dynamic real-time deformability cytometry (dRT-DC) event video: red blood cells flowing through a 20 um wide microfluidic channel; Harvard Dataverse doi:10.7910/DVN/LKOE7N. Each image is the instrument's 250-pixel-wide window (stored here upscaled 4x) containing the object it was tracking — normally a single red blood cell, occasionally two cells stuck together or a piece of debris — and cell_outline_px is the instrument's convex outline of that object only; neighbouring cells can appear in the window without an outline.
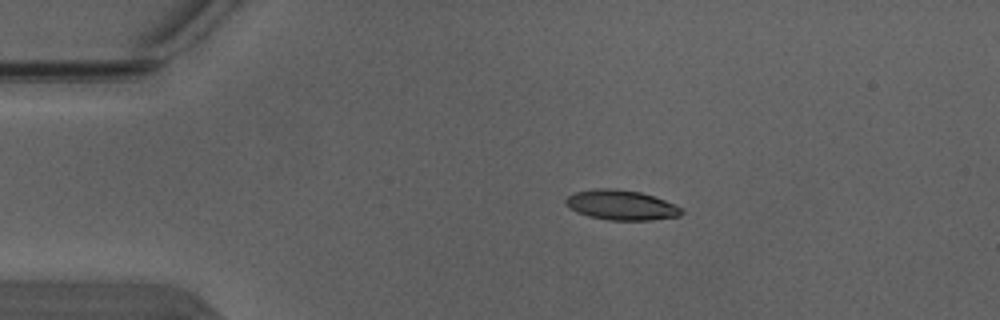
{"species": "Egyptian fruit bat (a non-hibernating species)", "species_latin": "Rousettus aegyptiacus", "temperature_condition": "warm", "stored_images_in_passage": 4, "camera_frame_rate_fps": 3000, "um_per_image_px": 0.085, "animal": {"sex": "male"}, "frame": {"image": 1, "passage_image": 2, "time_ms": 0.333, "image_size_px": [1000, 320], "cell_outline_px": [[684, 212], [680, 216], [652, 220], [608, 220], [588, 216], [576, 212], [568, 208], [564, 200], [568, 196], [576, 192], [600, 188], [616, 188], [640, 192], [676, 204], [684, 208]], "centroid_in_image_um": [52.83, 17.44], "position_along_channel_um": 32.2, "area_um2": 20.35}}
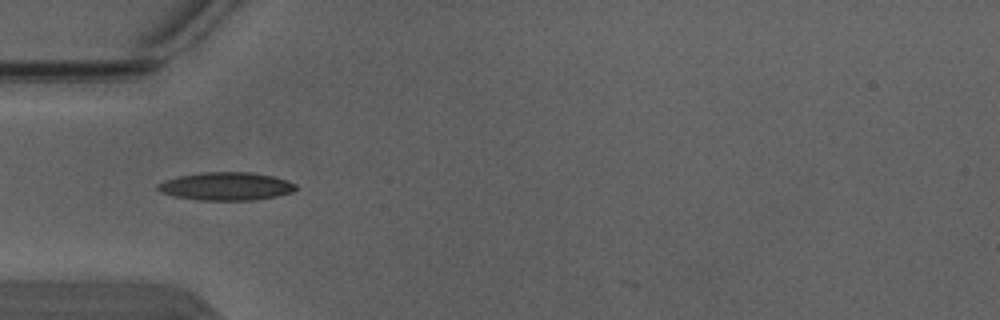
{"frame": {"image": 2, "passage_image": 3, "time_ms": 0.667, "image_size_px": [1000, 320], "cell_outline_px": [[296, 188], [292, 192], [280, 196], [256, 200], [200, 200], [172, 196], [160, 192], [156, 188], [156, 184], [164, 180], [180, 176], [200, 172], [252, 172], [272, 176], [288, 180], [296, 184]], "centroid_in_image_um": [19.22, 15.84], "position_along_channel_um": 65.8, "area_um2": 22.83}}